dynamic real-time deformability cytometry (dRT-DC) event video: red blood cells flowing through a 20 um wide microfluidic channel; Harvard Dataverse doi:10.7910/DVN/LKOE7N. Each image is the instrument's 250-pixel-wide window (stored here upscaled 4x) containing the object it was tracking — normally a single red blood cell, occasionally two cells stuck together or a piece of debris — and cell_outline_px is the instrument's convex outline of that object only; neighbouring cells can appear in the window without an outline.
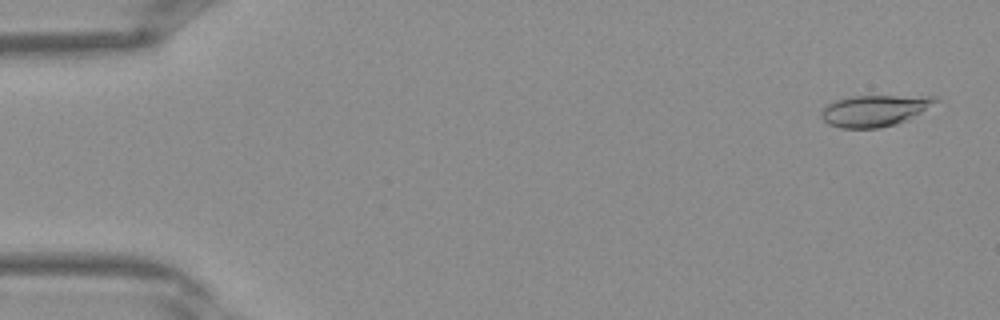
{"species": "Egyptian fruit bat (a non-hibernating species)", "species_latin": "Rousettus aegyptiacus", "temperature_condition": "warm", "stored_images_in_passage": 40, "camera_frame_rate_fps": 3000, "um_per_image_px": 0.085, "frame": {"image": 1, "passage_image": 2, "time_ms": 0.333, "image_size_px": [1000, 320], "cell_outline_px": [[940, 100], [908, 120], [896, 124], [880, 128], [844, 128], [828, 124], [820, 116], [820, 112], [828, 104], [836, 100], [856, 96], [936, 96]], "centroid_in_image_um": [74.35, 9.41], "position_along_channel_um": 10.6, "area_um2": 20.75}}
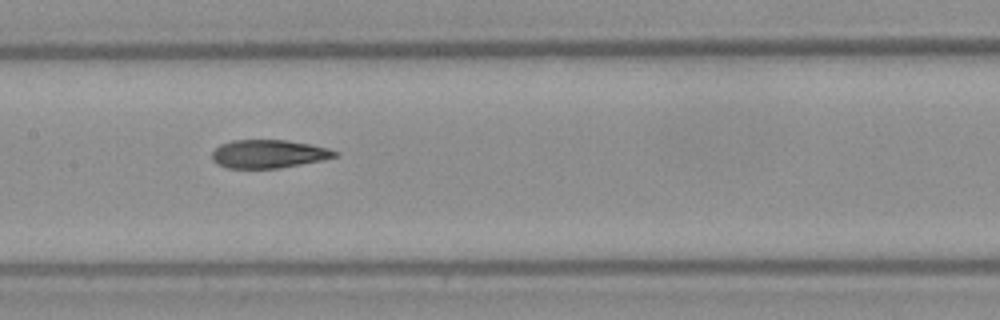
{"frame": {"image": 2, "passage_image": 20, "time_ms": 6.333, "image_size_px": [1000, 320], "cell_outline_px": [[340, 156], [280, 168], [228, 168], [216, 164], [212, 160], [212, 152], [220, 144], [232, 140], [288, 140], [312, 144], [328, 148], [340, 152]], "centroid_in_image_um": [22.84, 13.07], "position_along_channel_um": 184.6, "area_um2": 20.4}}
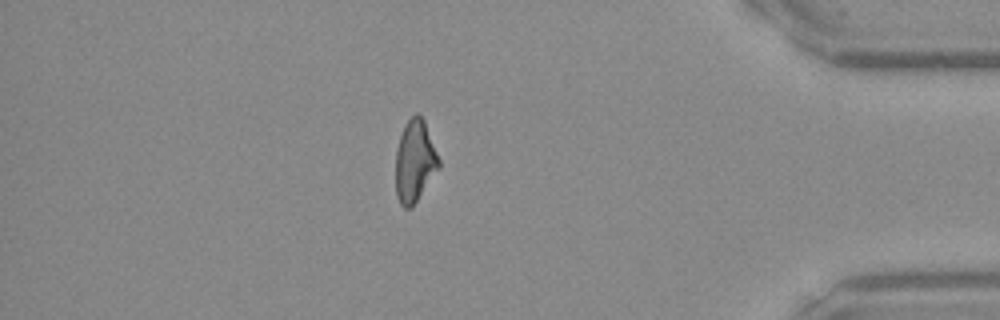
{"frame": {"image": 3, "passage_image": 35, "time_ms": 11.333, "image_size_px": [1000, 320], "cell_outline_px": [[440, 168], [412, 208], [404, 208], [400, 204], [396, 196], [396, 148], [404, 124], [416, 112], [424, 120], [440, 160]], "centroid_in_image_um": [35.26, 13.73], "position_along_channel_um": 399.9, "area_um2": 20.81}}